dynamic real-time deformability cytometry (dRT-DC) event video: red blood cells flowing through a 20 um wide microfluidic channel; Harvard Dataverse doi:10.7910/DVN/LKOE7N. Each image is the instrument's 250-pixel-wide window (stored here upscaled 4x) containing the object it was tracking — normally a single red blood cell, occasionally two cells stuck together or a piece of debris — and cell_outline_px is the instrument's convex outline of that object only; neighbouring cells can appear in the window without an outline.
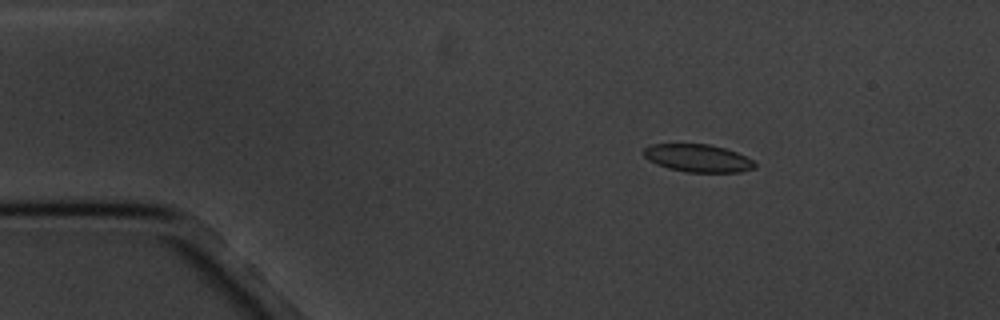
{"species": "common noctule bat (a hibernating species)", "species_latin": "Nyctalus noctula", "temperature_condition": "cold", "stored_images_in_passage": 16, "camera_frame_rate_fps": 3000, "um_per_image_px": 0.085, "animal": {"sex": "male", "body_mass_g": 20.1, "forearm_length_mm": 53.5}, "frame": {"image": 1, "passage_image": 2, "time_ms": 1.333, "image_size_px": [1000, 320], "cell_outline_px": [[756, 168], [740, 172], [688, 172], [668, 168], [656, 164], [648, 160], [644, 156], [644, 148], [652, 144], [708, 144], [724, 148], [736, 152], [752, 160], [756, 164]], "centroid_in_image_um": [59.31, 13.45], "position_along_channel_um": 25.7, "area_um2": 17.86}}
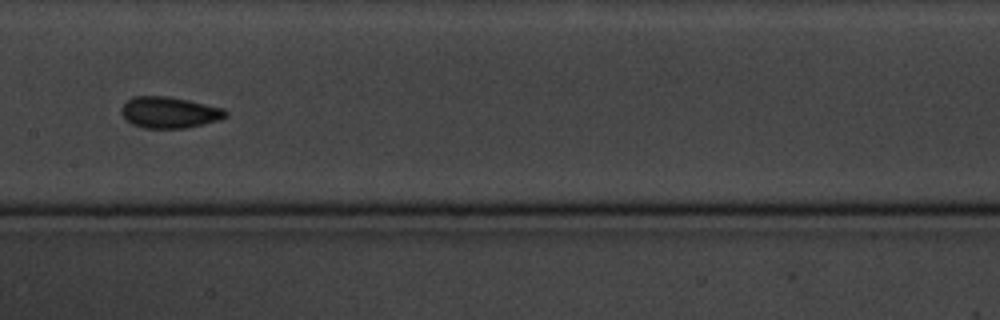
{"frame": {"image": 2, "passage_image": 8, "time_ms": 8.0, "image_size_px": [1000, 320], "cell_outline_px": [[228, 116], [220, 120], [184, 128], [144, 128], [132, 124], [124, 120], [120, 112], [120, 108], [128, 100], [136, 96], [168, 96], [188, 100], [224, 108], [228, 112]], "centroid_in_image_um": [14.38, 9.56], "position_along_channel_um": 193.0, "area_um2": 19.13}}
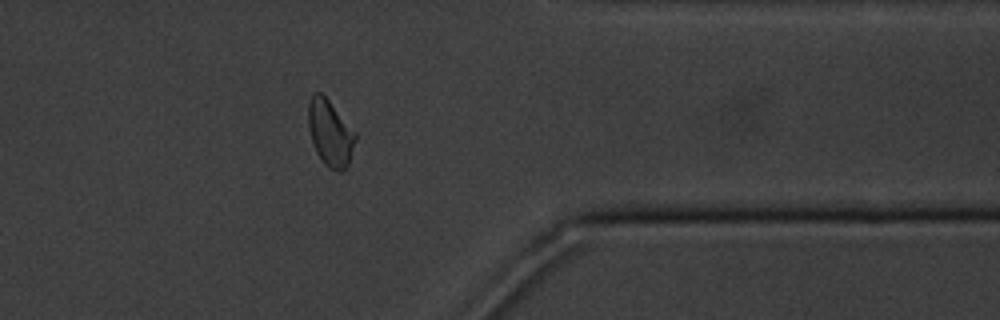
{"frame": {"image": 3, "passage_image": 13, "time_ms": 14.0, "image_size_px": [1000, 320], "cell_outline_px": [[356, 140], [348, 164], [340, 172], [336, 172], [328, 168], [324, 164], [316, 152], [308, 128], [308, 104], [312, 96], [316, 92], [320, 92], [328, 100], [356, 132]], "centroid_in_image_um": [28.06, 11.33], "position_along_channel_um": 383.3, "area_um2": 18.03}, "authors_computed_cell_mechanics": {"area_um2": 18.2359, "velocity_mm_per_s": 3.3994, "shape_relaxation_time_tau1_ms": 3.8384, "shape_relaxation_time_tau2_ms": 1.9786, "deformation_change_tau1": 0.0807, "deformation_change_tau2": 0.0607}}